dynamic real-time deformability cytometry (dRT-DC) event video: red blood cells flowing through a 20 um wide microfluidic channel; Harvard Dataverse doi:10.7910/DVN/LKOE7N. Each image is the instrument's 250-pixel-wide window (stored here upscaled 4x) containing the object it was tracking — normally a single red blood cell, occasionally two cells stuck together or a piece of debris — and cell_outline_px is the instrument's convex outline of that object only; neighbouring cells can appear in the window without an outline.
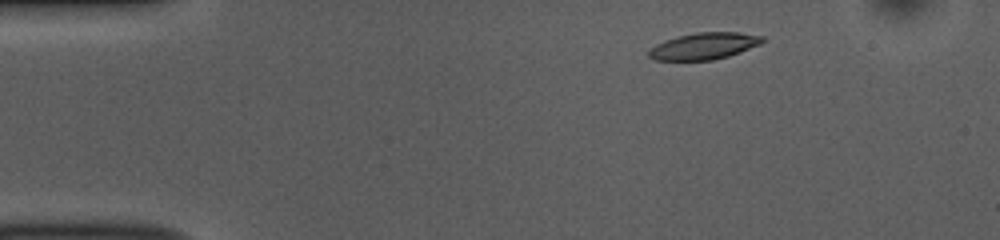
{"species": "common noctule bat (a hibernating species)", "species_latin": "Nyctalus noctula", "temperature_condition": "room temperature", "stored_images_in_passage": 49, "camera_frame_rate_fps": 3000, "um_per_image_px": 0.085, "animal": {"sex": "female", "body_mass_g": 10.0, "forearm_length_mm": 53.1}, "frame": {"image": 1, "passage_image": 4, "time_ms": 1.0, "image_size_px": [1000, 240], "cell_outline_px": [[764, 40], [760, 44], [740, 52], [728, 56], [712, 60], [656, 60], [648, 56], [648, 52], [656, 44], [676, 36], [696, 32], [740, 32], [764, 36]], "centroid_in_image_um": [59.86, 3.9], "position_along_channel_um": 25.1, "area_um2": 17.63}}
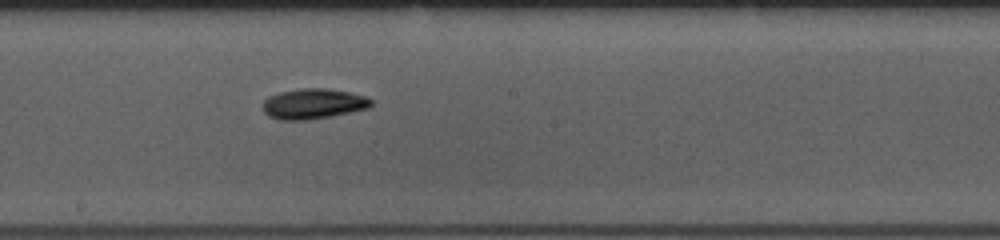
{"frame": {"image": 2, "passage_image": 25, "time_ms": 8.0, "image_size_px": [1000, 240], "cell_outline_px": [[372, 104], [368, 108], [352, 112], [332, 116], [308, 120], [280, 120], [268, 116], [264, 112], [264, 100], [268, 96], [280, 92], [304, 88], [328, 88], [348, 92], [364, 96], [372, 100]], "centroid_in_image_um": [26.63, 8.83], "position_along_channel_um": 221.6, "area_um2": 19.13}}
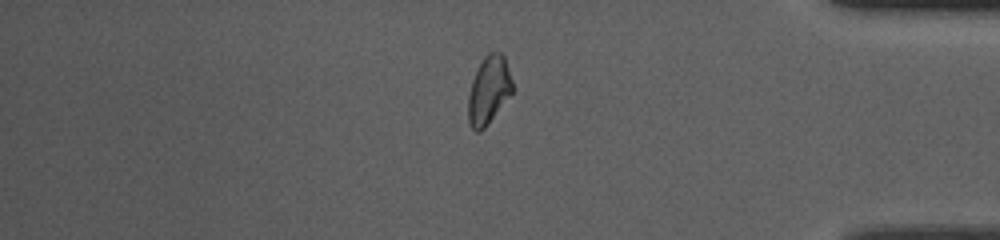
{"frame": {"image": 3, "passage_image": 41, "time_ms": 13.333, "image_size_px": [1000, 240], "cell_outline_px": [[512, 92], [488, 124], [480, 132], [476, 132], [468, 124], [468, 96], [472, 80], [484, 56], [488, 52], [500, 52], [504, 56], [512, 80]], "centroid_in_image_um": [41.52, 7.68], "position_along_channel_um": 393.7, "area_um2": 17.34}, "authors_computed_cell_mechanics": {"area_um2": 18.207, "velocity_mm_per_s": 3.7274, "shape_relaxation_time_tau1_ms": 3.581, "shape_relaxation_time_tau2_ms": null, "deformation_change_tau1": 0.1077, "deformation_change_tau2": null}}